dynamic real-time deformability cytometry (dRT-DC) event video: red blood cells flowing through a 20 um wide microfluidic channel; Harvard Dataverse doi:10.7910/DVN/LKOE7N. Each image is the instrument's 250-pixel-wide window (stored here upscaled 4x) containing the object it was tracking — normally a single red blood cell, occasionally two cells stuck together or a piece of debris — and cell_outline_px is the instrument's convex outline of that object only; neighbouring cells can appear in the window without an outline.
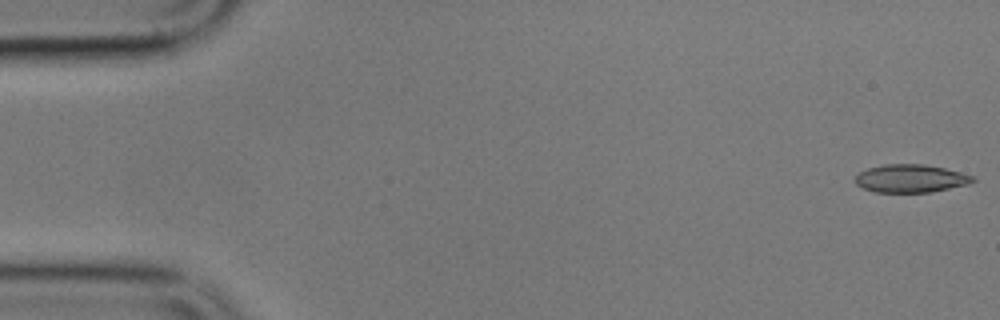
{"species": "common noctule bat (a hibernating species)", "species_latin": "Nyctalus noctula", "temperature_condition": "cold", "stored_images_in_passage": 5, "segment_of_instrument_passage": [1, 2], "camera_frame_rate_fps": 3000, "um_per_image_px": 0.085, "animal": {"sex": "male", "body_mass_g": 17.9}, "frame": {"image": 1, "passage_image": 1, "time_ms": 0.0, "image_size_px": [1000, 320], "cell_outline_px": [[976, 180], [968, 184], [932, 192], [876, 192], [864, 188], [856, 184], [856, 176], [860, 172], [868, 168], [884, 164], [924, 164], [944, 168], [972, 176]], "centroid_in_image_um": [77.4, 15.17], "position_along_channel_um": 7.6, "area_um2": 18.96}}
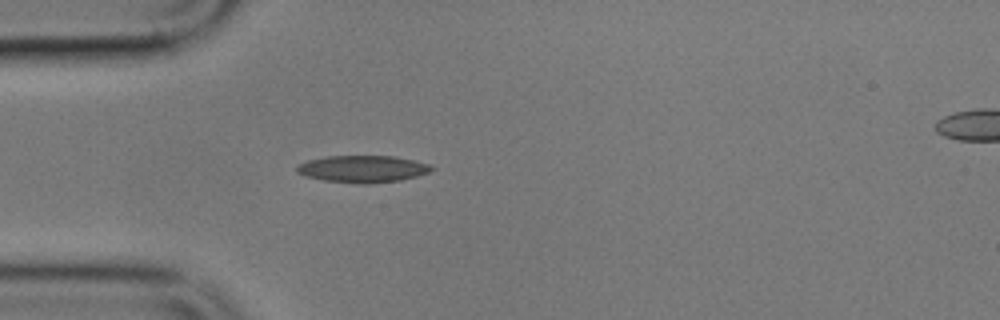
{"frame": {"image": 2, "passage_image": 4, "time_ms": 5.0, "image_size_px": [1000, 320], "cell_outline_px": [[436, 168], [428, 172], [416, 176], [400, 180], [368, 184], [360, 184], [324, 180], [304, 176], [296, 172], [296, 168], [300, 164], [308, 160], [328, 156], [392, 156], [412, 160], [428, 164]], "centroid_in_image_um": [30.81, 14.36], "position_along_channel_um": 54.2, "area_um2": 21.04}}